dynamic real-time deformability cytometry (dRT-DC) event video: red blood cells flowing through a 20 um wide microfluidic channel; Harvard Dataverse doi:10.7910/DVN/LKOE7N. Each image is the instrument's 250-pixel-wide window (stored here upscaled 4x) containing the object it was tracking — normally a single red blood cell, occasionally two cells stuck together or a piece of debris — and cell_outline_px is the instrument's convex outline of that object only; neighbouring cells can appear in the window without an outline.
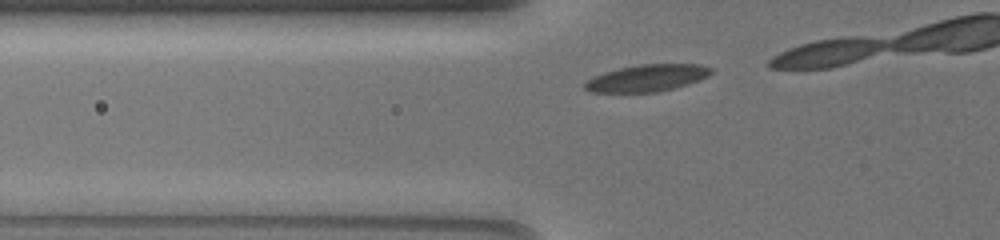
{"species": "common noctule bat (a hibernating species)", "species_latin": "Nyctalus noctula", "temperature_condition": "warm", "stored_images_in_passage": 7, "camera_frame_rate_fps": 3000, "um_per_image_px": 0.085, "animal": {"sex": "female", "body_mass_g": 19.5, "forearm_length_mm": 54.1}, "frame": {"image": 1, "passage_image": 2, "time_ms": 0.333, "image_size_px": [1000, 240], "cell_outline_px": [[712, 72], [708, 76], [688, 84], [656, 92], [592, 92], [584, 88], [584, 84], [592, 76], [604, 72], [620, 68], [640, 64], [700, 64], [712, 68]], "centroid_in_image_um": [54.99, 6.62], "position_along_channel_um": 70.8, "area_um2": 19.65}}
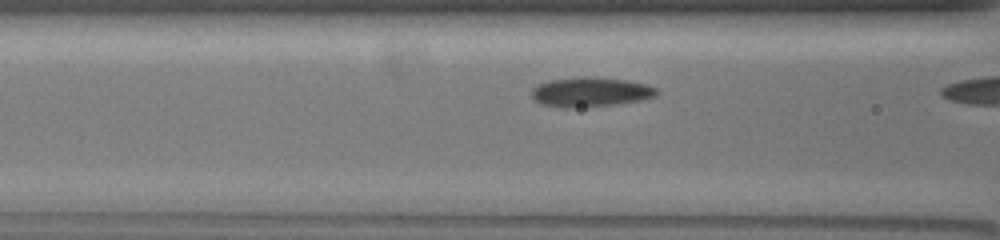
{"frame": {"image": 2, "passage_image": 6, "time_ms": 1.667, "image_size_px": [1000, 240], "cell_outline_px": [[656, 96], [640, 100], [612, 104], [564, 108], [544, 104], [536, 100], [532, 96], [532, 88], [536, 84], [548, 80], [576, 76], [584, 76], [628, 80], [648, 84], [656, 88]], "centroid_in_image_um": [50.16, 7.79], "position_along_channel_um": 116.4, "area_um2": 21.39}}